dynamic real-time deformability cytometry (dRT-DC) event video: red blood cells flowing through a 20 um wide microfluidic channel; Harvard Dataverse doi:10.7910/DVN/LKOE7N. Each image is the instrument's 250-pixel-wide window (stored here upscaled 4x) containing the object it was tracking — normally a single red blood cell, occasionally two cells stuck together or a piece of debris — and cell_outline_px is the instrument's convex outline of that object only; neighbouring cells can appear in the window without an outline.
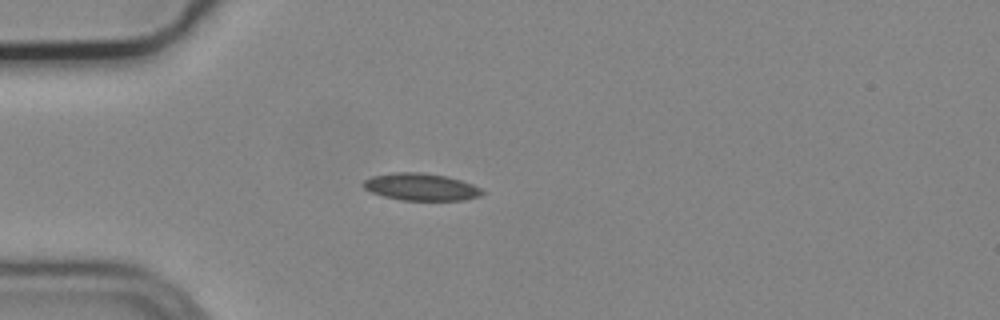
{"species": "common noctule bat (a hibernating species)", "species_latin": "Nyctalus noctula", "temperature_condition": "cold", "stored_images_in_passage": 1, "camera_frame_rate_fps": 3000, "um_per_image_px": 0.085, "animal": {"sex": "male", "body_mass_g": 19.2, "forearm_length_mm": 51.8}, "frame": {"image": 1, "passage_image": 1, "time_ms": 0.0, "image_size_px": [1000, 320], "cell_outline_px": [[484, 192], [480, 196], [464, 200], [400, 200], [384, 196], [372, 192], [364, 188], [360, 184], [364, 180], [372, 176], [392, 172], [420, 172], [448, 176], [472, 184], [480, 188]], "centroid_in_image_um": [35.76, 15.88], "position_along_channel_um": 49.2, "area_um2": 18.9}}